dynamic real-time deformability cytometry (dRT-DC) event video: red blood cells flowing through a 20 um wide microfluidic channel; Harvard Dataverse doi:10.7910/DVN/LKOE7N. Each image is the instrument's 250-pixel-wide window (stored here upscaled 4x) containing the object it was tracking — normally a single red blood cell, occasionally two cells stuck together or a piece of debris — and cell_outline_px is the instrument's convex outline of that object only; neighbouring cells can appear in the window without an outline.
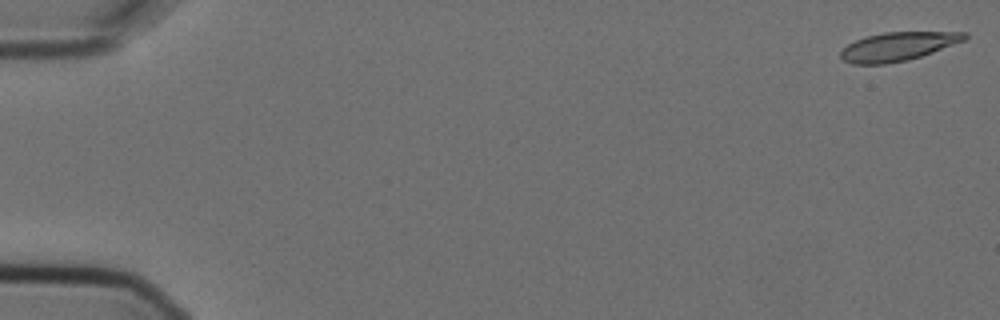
{"species": "Egyptian fruit bat (a non-hibernating species)", "species_latin": "Rousettus aegyptiacus", "temperature_condition": "cold", "stored_images_in_passage": 4, "camera_frame_rate_fps": 3000, "um_per_image_px": 0.085, "animal": {"sex": "female"}, "frame": {"image": 1, "passage_image": 1, "time_ms": 0.0, "image_size_px": [1000, 320], "cell_outline_px": [[968, 36], [964, 40], [932, 52], [908, 60], [884, 64], [852, 64], [844, 60], [840, 56], [840, 52], [848, 44], [856, 40], [868, 36], [884, 32], [968, 32]], "centroid_in_image_um": [76.31, 3.95], "position_along_channel_um": 8.7, "area_um2": 20.4}}
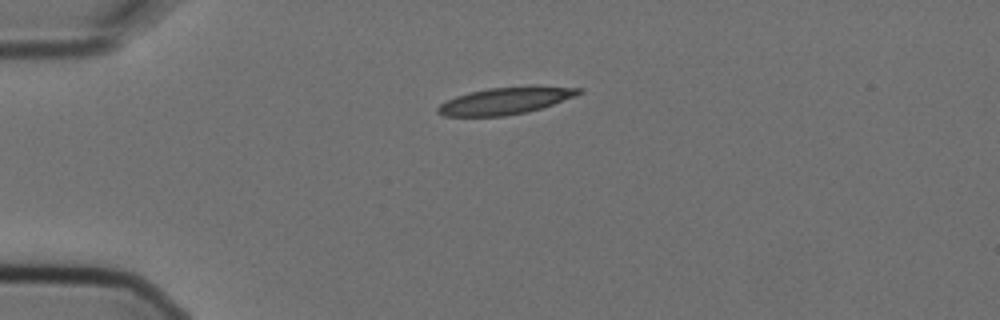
{"frame": {"image": 2, "passage_image": 4, "time_ms": 1.0, "image_size_px": [1000, 320], "cell_outline_px": [[584, 92], [576, 96], [528, 112], [504, 116], [444, 116], [436, 112], [436, 108], [440, 104], [456, 96], [468, 92], [488, 88], [584, 88]], "centroid_in_image_um": [42.87, 8.6], "position_along_channel_um": 42.1, "area_um2": 21.33}}